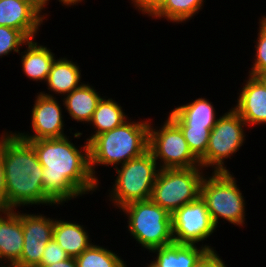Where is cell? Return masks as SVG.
I'll list each match as a JSON object with an SVG mask.
<instances>
[{"label":"cell","mask_w":266,"mask_h":267,"mask_svg":"<svg viewBox=\"0 0 266 267\" xmlns=\"http://www.w3.org/2000/svg\"><path fill=\"white\" fill-rule=\"evenodd\" d=\"M84 141V145L78 147L68 135L27 141L43 166L44 193L56 205L63 206L82 195H92L101 187L91 173L89 143Z\"/></svg>","instance_id":"1"},{"label":"cell","mask_w":266,"mask_h":267,"mask_svg":"<svg viewBox=\"0 0 266 267\" xmlns=\"http://www.w3.org/2000/svg\"><path fill=\"white\" fill-rule=\"evenodd\" d=\"M0 134V155L4 165L6 210L21 206L56 205L45 193L43 166L32 145L13 131Z\"/></svg>","instance_id":"2"},{"label":"cell","mask_w":266,"mask_h":267,"mask_svg":"<svg viewBox=\"0 0 266 267\" xmlns=\"http://www.w3.org/2000/svg\"><path fill=\"white\" fill-rule=\"evenodd\" d=\"M150 119L132 121L128 118L120 126L95 136L89 142L90 169L98 182V166H112L114 170L148 151Z\"/></svg>","instance_id":"3"},{"label":"cell","mask_w":266,"mask_h":267,"mask_svg":"<svg viewBox=\"0 0 266 267\" xmlns=\"http://www.w3.org/2000/svg\"><path fill=\"white\" fill-rule=\"evenodd\" d=\"M206 173L200 188V196L205 201L214 225L223 221L234 226H245L246 200L243 191L237 185L232 172Z\"/></svg>","instance_id":"4"},{"label":"cell","mask_w":266,"mask_h":267,"mask_svg":"<svg viewBox=\"0 0 266 267\" xmlns=\"http://www.w3.org/2000/svg\"><path fill=\"white\" fill-rule=\"evenodd\" d=\"M119 212L128 219L127 231L142 249L151 251L174 243L171 214L151 199L130 202Z\"/></svg>","instance_id":"5"},{"label":"cell","mask_w":266,"mask_h":267,"mask_svg":"<svg viewBox=\"0 0 266 267\" xmlns=\"http://www.w3.org/2000/svg\"><path fill=\"white\" fill-rule=\"evenodd\" d=\"M114 169L117 175L107 196L115 209L130 202L150 199L159 167L149 150Z\"/></svg>","instance_id":"6"},{"label":"cell","mask_w":266,"mask_h":267,"mask_svg":"<svg viewBox=\"0 0 266 267\" xmlns=\"http://www.w3.org/2000/svg\"><path fill=\"white\" fill-rule=\"evenodd\" d=\"M202 167L159 169L150 199L170 214L200 196Z\"/></svg>","instance_id":"7"},{"label":"cell","mask_w":266,"mask_h":267,"mask_svg":"<svg viewBox=\"0 0 266 267\" xmlns=\"http://www.w3.org/2000/svg\"><path fill=\"white\" fill-rule=\"evenodd\" d=\"M246 127L247 124L232 107L219 116L210 132L205 156L200 160L201 167L204 170L212 168V172H229L225 160L233 158L245 144Z\"/></svg>","instance_id":"8"},{"label":"cell","mask_w":266,"mask_h":267,"mask_svg":"<svg viewBox=\"0 0 266 267\" xmlns=\"http://www.w3.org/2000/svg\"><path fill=\"white\" fill-rule=\"evenodd\" d=\"M160 126L149 125L148 150L159 169L201 167L189 149L181 129L167 116Z\"/></svg>","instance_id":"9"},{"label":"cell","mask_w":266,"mask_h":267,"mask_svg":"<svg viewBox=\"0 0 266 267\" xmlns=\"http://www.w3.org/2000/svg\"><path fill=\"white\" fill-rule=\"evenodd\" d=\"M173 240L176 244H196L208 250L215 247L205 242L216 232L205 201L199 196L195 201L184 204L171 214ZM205 244H203L204 242Z\"/></svg>","instance_id":"10"},{"label":"cell","mask_w":266,"mask_h":267,"mask_svg":"<svg viewBox=\"0 0 266 267\" xmlns=\"http://www.w3.org/2000/svg\"><path fill=\"white\" fill-rule=\"evenodd\" d=\"M62 102V103H59ZM62 101L56 97H48L37 93L31 112V131L32 133L14 131V133L25 141L37 139L62 138L65 134V121L63 115Z\"/></svg>","instance_id":"11"},{"label":"cell","mask_w":266,"mask_h":267,"mask_svg":"<svg viewBox=\"0 0 266 267\" xmlns=\"http://www.w3.org/2000/svg\"><path fill=\"white\" fill-rule=\"evenodd\" d=\"M20 212L24 245L19 261L13 267H37L44 249L53 237L54 218L40 213Z\"/></svg>","instance_id":"12"},{"label":"cell","mask_w":266,"mask_h":267,"mask_svg":"<svg viewBox=\"0 0 266 267\" xmlns=\"http://www.w3.org/2000/svg\"><path fill=\"white\" fill-rule=\"evenodd\" d=\"M48 16L31 0H0V26L21 30L29 39L38 36Z\"/></svg>","instance_id":"13"},{"label":"cell","mask_w":266,"mask_h":267,"mask_svg":"<svg viewBox=\"0 0 266 267\" xmlns=\"http://www.w3.org/2000/svg\"><path fill=\"white\" fill-rule=\"evenodd\" d=\"M242 85L237 93L236 105L232 108L241 116L248 128L266 125V87L257 77L251 75H248Z\"/></svg>","instance_id":"14"},{"label":"cell","mask_w":266,"mask_h":267,"mask_svg":"<svg viewBox=\"0 0 266 267\" xmlns=\"http://www.w3.org/2000/svg\"><path fill=\"white\" fill-rule=\"evenodd\" d=\"M17 210H0V260L7 267H13L23 251V227Z\"/></svg>","instance_id":"15"},{"label":"cell","mask_w":266,"mask_h":267,"mask_svg":"<svg viewBox=\"0 0 266 267\" xmlns=\"http://www.w3.org/2000/svg\"><path fill=\"white\" fill-rule=\"evenodd\" d=\"M213 102L204 97L173 108L168 117L178 127H198L212 129L218 118Z\"/></svg>","instance_id":"16"},{"label":"cell","mask_w":266,"mask_h":267,"mask_svg":"<svg viewBox=\"0 0 266 267\" xmlns=\"http://www.w3.org/2000/svg\"><path fill=\"white\" fill-rule=\"evenodd\" d=\"M80 65L73 62L68 57H59L54 60L51 71L49 72L46 85L49 90L48 93L40 91L42 95L48 97L65 96L74 89H77L83 82ZM57 94H51V93Z\"/></svg>","instance_id":"17"},{"label":"cell","mask_w":266,"mask_h":267,"mask_svg":"<svg viewBox=\"0 0 266 267\" xmlns=\"http://www.w3.org/2000/svg\"><path fill=\"white\" fill-rule=\"evenodd\" d=\"M25 46L26 49L19 53L23 73L29 80L46 83L56 59L55 53L46 45L38 43L36 38L30 39Z\"/></svg>","instance_id":"18"},{"label":"cell","mask_w":266,"mask_h":267,"mask_svg":"<svg viewBox=\"0 0 266 267\" xmlns=\"http://www.w3.org/2000/svg\"><path fill=\"white\" fill-rule=\"evenodd\" d=\"M103 94L97 92L95 87L83 83L71 91L69 94L61 97L65 112L69 114V118L77 123H89L92 119L93 113L97 108L98 102L101 100Z\"/></svg>","instance_id":"19"},{"label":"cell","mask_w":266,"mask_h":267,"mask_svg":"<svg viewBox=\"0 0 266 267\" xmlns=\"http://www.w3.org/2000/svg\"><path fill=\"white\" fill-rule=\"evenodd\" d=\"M205 246L198 244H176L154 248L149 253L155 267H193L198 259L207 251ZM155 256V258H154Z\"/></svg>","instance_id":"20"},{"label":"cell","mask_w":266,"mask_h":267,"mask_svg":"<svg viewBox=\"0 0 266 267\" xmlns=\"http://www.w3.org/2000/svg\"><path fill=\"white\" fill-rule=\"evenodd\" d=\"M59 219V220H58ZM54 218L53 239L70 256L77 257L93 242L87 231V226L74 220Z\"/></svg>","instance_id":"21"},{"label":"cell","mask_w":266,"mask_h":267,"mask_svg":"<svg viewBox=\"0 0 266 267\" xmlns=\"http://www.w3.org/2000/svg\"><path fill=\"white\" fill-rule=\"evenodd\" d=\"M122 107L113 98L103 96L98 102L91 121L88 123L95 131H92L91 136H88L85 140L89 143L95 136L108 132L124 123L129 117Z\"/></svg>","instance_id":"22"},{"label":"cell","mask_w":266,"mask_h":267,"mask_svg":"<svg viewBox=\"0 0 266 267\" xmlns=\"http://www.w3.org/2000/svg\"><path fill=\"white\" fill-rule=\"evenodd\" d=\"M205 2L206 0H163L148 17L156 20L164 18L175 24L186 23L203 10Z\"/></svg>","instance_id":"23"},{"label":"cell","mask_w":266,"mask_h":267,"mask_svg":"<svg viewBox=\"0 0 266 267\" xmlns=\"http://www.w3.org/2000/svg\"><path fill=\"white\" fill-rule=\"evenodd\" d=\"M113 250L92 243L79 256L75 257L77 267H127L122 256Z\"/></svg>","instance_id":"24"},{"label":"cell","mask_w":266,"mask_h":267,"mask_svg":"<svg viewBox=\"0 0 266 267\" xmlns=\"http://www.w3.org/2000/svg\"><path fill=\"white\" fill-rule=\"evenodd\" d=\"M192 154L200 161L206 153L212 129L198 127H179Z\"/></svg>","instance_id":"25"},{"label":"cell","mask_w":266,"mask_h":267,"mask_svg":"<svg viewBox=\"0 0 266 267\" xmlns=\"http://www.w3.org/2000/svg\"><path fill=\"white\" fill-rule=\"evenodd\" d=\"M30 39L21 31L7 26H0V58L12 52L20 53V49Z\"/></svg>","instance_id":"26"},{"label":"cell","mask_w":266,"mask_h":267,"mask_svg":"<svg viewBox=\"0 0 266 267\" xmlns=\"http://www.w3.org/2000/svg\"><path fill=\"white\" fill-rule=\"evenodd\" d=\"M257 39L254 41L255 55L248 75L256 77L258 74L266 71V16L261 15L258 22Z\"/></svg>","instance_id":"27"},{"label":"cell","mask_w":266,"mask_h":267,"mask_svg":"<svg viewBox=\"0 0 266 267\" xmlns=\"http://www.w3.org/2000/svg\"><path fill=\"white\" fill-rule=\"evenodd\" d=\"M70 256L52 238L46 245L41 263L37 267H44L68 259Z\"/></svg>","instance_id":"28"},{"label":"cell","mask_w":266,"mask_h":267,"mask_svg":"<svg viewBox=\"0 0 266 267\" xmlns=\"http://www.w3.org/2000/svg\"><path fill=\"white\" fill-rule=\"evenodd\" d=\"M193 267H227V264H225L218 252L213 249L207 250Z\"/></svg>","instance_id":"29"},{"label":"cell","mask_w":266,"mask_h":267,"mask_svg":"<svg viewBox=\"0 0 266 267\" xmlns=\"http://www.w3.org/2000/svg\"><path fill=\"white\" fill-rule=\"evenodd\" d=\"M133 8L141 14L149 16L163 0H130Z\"/></svg>","instance_id":"30"},{"label":"cell","mask_w":266,"mask_h":267,"mask_svg":"<svg viewBox=\"0 0 266 267\" xmlns=\"http://www.w3.org/2000/svg\"><path fill=\"white\" fill-rule=\"evenodd\" d=\"M0 210H6V189L4 165L0 155Z\"/></svg>","instance_id":"31"},{"label":"cell","mask_w":266,"mask_h":267,"mask_svg":"<svg viewBox=\"0 0 266 267\" xmlns=\"http://www.w3.org/2000/svg\"><path fill=\"white\" fill-rule=\"evenodd\" d=\"M44 267H77V263L74 257H69L61 262L53 263Z\"/></svg>","instance_id":"32"},{"label":"cell","mask_w":266,"mask_h":267,"mask_svg":"<svg viewBox=\"0 0 266 267\" xmlns=\"http://www.w3.org/2000/svg\"><path fill=\"white\" fill-rule=\"evenodd\" d=\"M60 2V4L62 6H65V7H71L74 5L77 6L79 3H82L83 1L85 2V0H57Z\"/></svg>","instance_id":"33"},{"label":"cell","mask_w":266,"mask_h":267,"mask_svg":"<svg viewBox=\"0 0 266 267\" xmlns=\"http://www.w3.org/2000/svg\"><path fill=\"white\" fill-rule=\"evenodd\" d=\"M33 1L44 13L46 12L44 9L48 6L50 0H31Z\"/></svg>","instance_id":"34"},{"label":"cell","mask_w":266,"mask_h":267,"mask_svg":"<svg viewBox=\"0 0 266 267\" xmlns=\"http://www.w3.org/2000/svg\"><path fill=\"white\" fill-rule=\"evenodd\" d=\"M262 83L263 85L266 87V71L265 72H262L260 74H258L256 76Z\"/></svg>","instance_id":"35"},{"label":"cell","mask_w":266,"mask_h":267,"mask_svg":"<svg viewBox=\"0 0 266 267\" xmlns=\"http://www.w3.org/2000/svg\"><path fill=\"white\" fill-rule=\"evenodd\" d=\"M147 265H146V267H155L152 263H146ZM145 267V266H144Z\"/></svg>","instance_id":"36"},{"label":"cell","mask_w":266,"mask_h":267,"mask_svg":"<svg viewBox=\"0 0 266 267\" xmlns=\"http://www.w3.org/2000/svg\"><path fill=\"white\" fill-rule=\"evenodd\" d=\"M0 267H7V266L0 260Z\"/></svg>","instance_id":"37"}]
</instances>
